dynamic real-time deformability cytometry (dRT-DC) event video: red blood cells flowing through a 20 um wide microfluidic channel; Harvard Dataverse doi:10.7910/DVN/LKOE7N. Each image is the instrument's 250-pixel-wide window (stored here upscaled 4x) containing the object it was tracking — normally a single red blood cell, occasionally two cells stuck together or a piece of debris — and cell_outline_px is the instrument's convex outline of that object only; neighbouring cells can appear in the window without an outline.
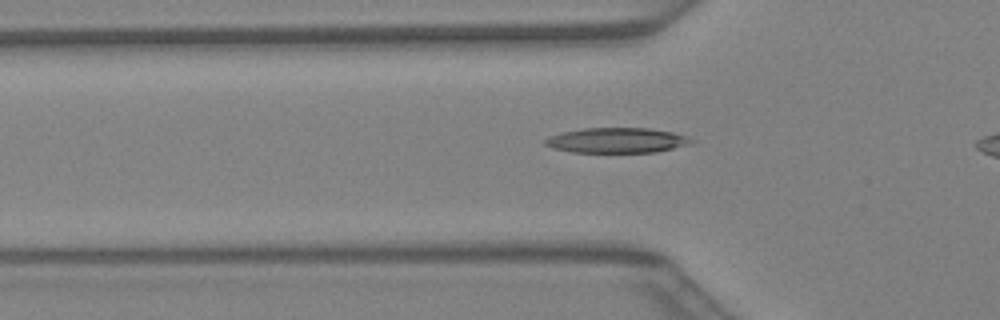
{"species": "Egyptian fruit bat (a non-hibernating species)", "species_latin": "Rousettus aegyptiacus", "temperature_condition": "warm", "stored_images_in_passage": 34, "camera_frame_rate_fps": 3000, "um_per_image_px": 0.085, "animal": {"sex": "female"}, "frame": {"image": 1, "passage_image": 12, "time_ms": 3.667, "image_size_px": [1000, 320], "cell_outline_px": [[692, 144], [656, 152], [572, 152], [552, 148], [544, 144], [544, 140], [552, 136], [564, 132], [584, 128], [648, 128], [672, 132], [684, 136], [692, 140]], "centroid_in_image_um": [52.43, 11.93], "position_along_channel_um": 73.4, "area_um2": 21.15}}
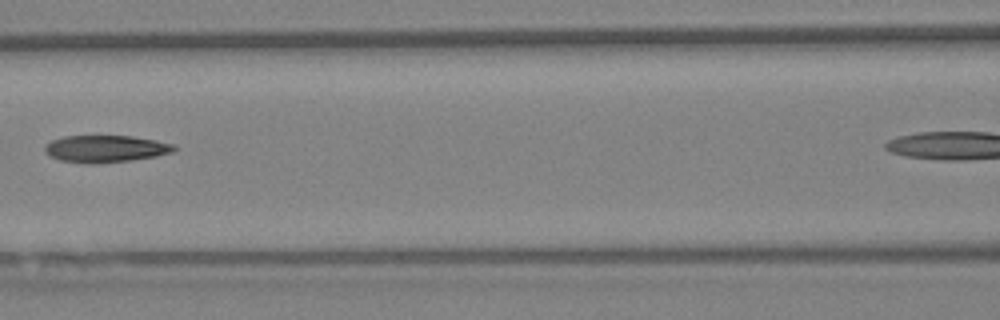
{"frame": {"image": 2, "passage_image": 17, "time_ms": 5.333, "image_size_px": [1000, 320], "cell_outline_px": [[176, 148], [172, 152], [156, 156], [132, 160], [96, 164], [84, 164], [60, 160], [48, 156], [44, 152], [44, 144], [52, 140], [64, 136], [132, 136], [172, 144]], "centroid_in_image_um": [8.88, 12.66], "position_along_channel_um": 157.7, "area_um2": 20.46}}
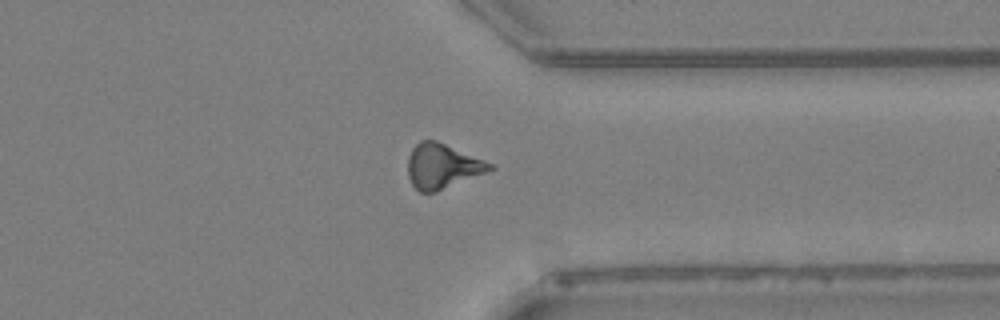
{"frame": {"image": 3, "passage_image": 30, "time_ms": 9.667, "image_size_px": [1000, 320], "cell_outline_px": [[496, 168], [488, 172], [436, 192], [420, 192], [412, 184], [408, 176], [408, 156], [412, 148], [420, 140], [436, 140], [496, 164]], "centroid_in_image_um": [37.64, 14.12], "position_along_channel_um": 373.8, "area_um2": 21.68}}